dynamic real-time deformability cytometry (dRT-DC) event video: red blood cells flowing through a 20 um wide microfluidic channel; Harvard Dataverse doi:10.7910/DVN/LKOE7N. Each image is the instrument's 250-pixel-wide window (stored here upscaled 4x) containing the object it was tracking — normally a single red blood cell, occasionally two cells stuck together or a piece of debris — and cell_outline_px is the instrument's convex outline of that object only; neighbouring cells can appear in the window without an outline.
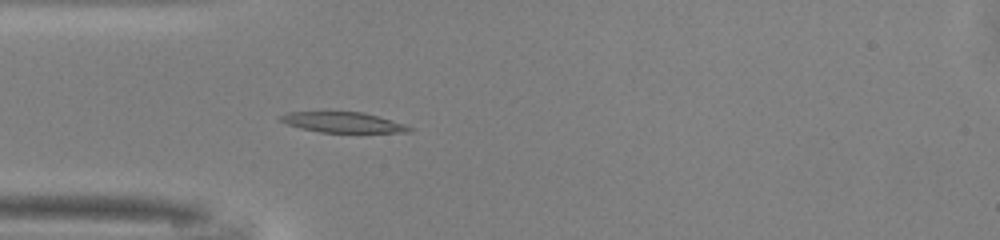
{"species": "common noctule bat (a hibernating species)", "species_latin": "Nyctalus noctula", "temperature_condition": "warm", "stored_images_in_passage": 49, "camera_frame_rate_fps": 3000, "um_per_image_px": 0.085, "animal": {"sex": "male", "body_mass_g": 13.0, "forearm_length_mm": 53.1}, "frame": {"image": 1, "passage_image": 14, "time_ms": 4.333, "image_size_px": [1000, 240], "cell_outline_px": [[412, 132], [320, 132], [300, 128], [288, 124], [280, 120], [276, 116], [288, 112], [364, 112], [404, 124], [412, 128]], "centroid_in_image_um": [29.11, 10.39], "position_along_channel_um": 55.9, "area_um2": 15.14}}
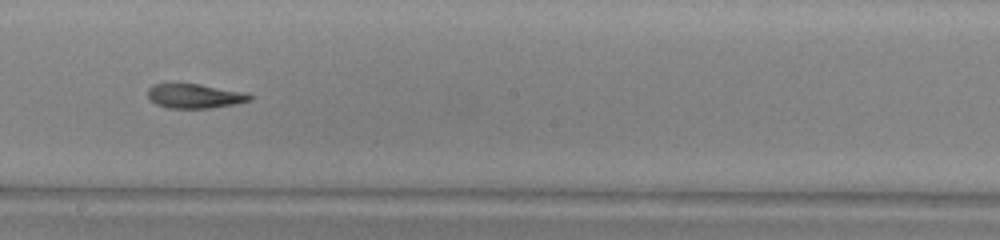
{"frame": {"image": 2, "passage_image": 27, "time_ms": 8.667, "image_size_px": [1000, 240], "cell_outline_px": [[252, 100], [236, 104], [212, 108], [168, 108], [156, 104], [148, 96], [148, 88], [152, 84], [172, 80], [200, 84], [244, 92], [252, 96]], "centroid_in_image_um": [16.49, 8.12], "position_along_channel_um": 231.7, "area_um2": 15.14}}
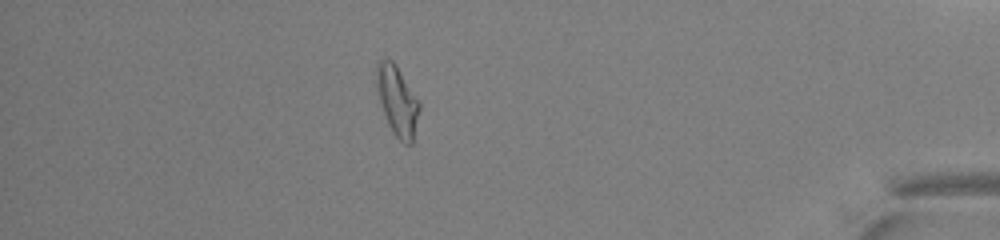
{"frame": {"image": 3, "passage_image": 43, "time_ms": 14.0, "image_size_px": [1000, 240], "cell_outline_px": [[420, 108], [412, 144], [404, 144], [392, 132], [384, 116], [376, 88], [376, 64], [380, 56], [392, 60], [396, 64], [420, 100]], "centroid_in_image_um": [33.76, 8.51], "position_along_channel_um": 401.4, "area_um2": 17.86}, "authors_computed_cell_mechanics": {"area_um2": 15.606, "velocity_mm_per_s": 4.1333, "shape_relaxation_time_tau1_ms": 9.2995, "shape_relaxation_time_tau2_ms": 2.6737, "deformation_change_tau1": 0.2796, "deformation_change_tau2": 0.121}}